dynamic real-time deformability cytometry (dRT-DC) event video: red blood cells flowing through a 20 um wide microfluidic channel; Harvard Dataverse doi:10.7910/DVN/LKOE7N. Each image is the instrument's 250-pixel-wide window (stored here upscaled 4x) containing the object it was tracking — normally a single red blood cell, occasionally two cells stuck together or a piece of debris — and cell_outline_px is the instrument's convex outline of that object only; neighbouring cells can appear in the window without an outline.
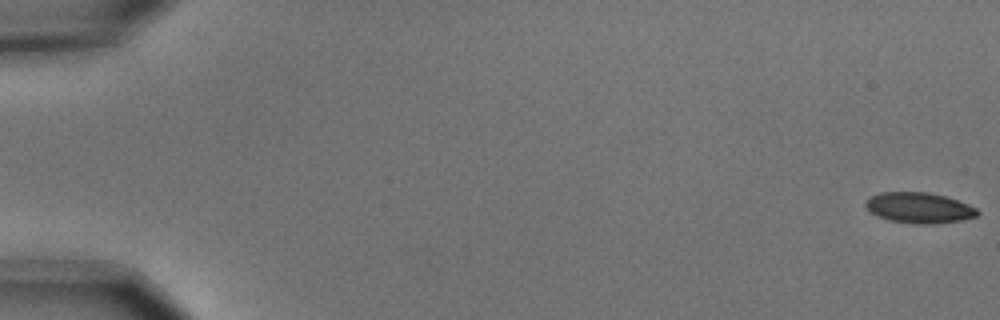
{"species": "common noctule bat (a hibernating species)", "species_latin": "Nyctalus noctula", "temperature_condition": "cold", "stored_images_in_passage": 5, "camera_frame_rate_fps": 3000, "um_per_image_px": 0.085, "animal": {"sex": "male", "body_mass_g": 15.6}, "frame": {"image": 1, "passage_image": 1, "time_ms": 0.0, "image_size_px": [1000, 320], "cell_outline_px": [[980, 212], [976, 216], [960, 220], [932, 224], [912, 224], [892, 220], [876, 216], [864, 204], [872, 196], [880, 192], [928, 192], [944, 196], [968, 204], [976, 208]], "centroid_in_image_um": [78.13, 17.66], "position_along_channel_um": 6.9, "area_um2": 19.71}}
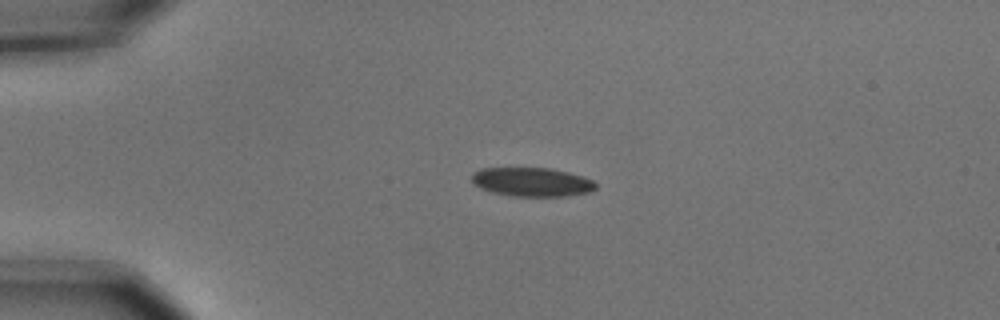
{"frame": {"image": 2, "passage_image": 4, "time_ms": 1.0, "image_size_px": [1000, 320], "cell_outline_px": [[596, 188], [588, 192], [564, 196], [512, 196], [492, 192], [480, 188], [472, 180], [472, 172], [480, 168], [548, 168], [568, 172], [592, 180], [596, 184]], "centroid_in_image_um": [45.18, 15.46], "position_along_channel_um": 39.8, "area_um2": 20.69}}